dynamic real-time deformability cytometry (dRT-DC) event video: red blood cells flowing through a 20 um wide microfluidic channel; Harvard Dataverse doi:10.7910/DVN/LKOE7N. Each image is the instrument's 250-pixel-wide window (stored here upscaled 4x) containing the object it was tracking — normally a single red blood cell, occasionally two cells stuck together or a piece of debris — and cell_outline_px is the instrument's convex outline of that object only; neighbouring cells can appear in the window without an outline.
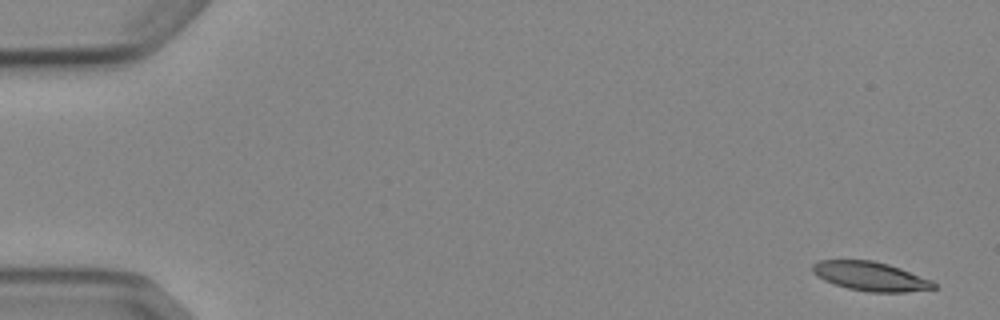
{"species": "Egyptian fruit bat (a non-hibernating species)", "species_latin": "Rousettus aegyptiacus", "temperature_condition": "cold", "stored_images_in_passage": 5, "camera_frame_rate_fps": 3000, "um_per_image_px": 0.085, "animal": {"sex": "female"}, "frame": {"image": 1, "passage_image": 1, "time_ms": 0.0, "image_size_px": [1000, 320], "cell_outline_px": [[936, 288], [904, 292], [868, 292], [848, 288], [824, 280], [816, 276], [812, 272], [812, 264], [820, 260], [872, 260], [888, 264], [900, 268], [932, 280], [936, 284]], "centroid_in_image_um": [73.98, 23.48], "position_along_channel_um": 11.0, "area_um2": 20.46}}
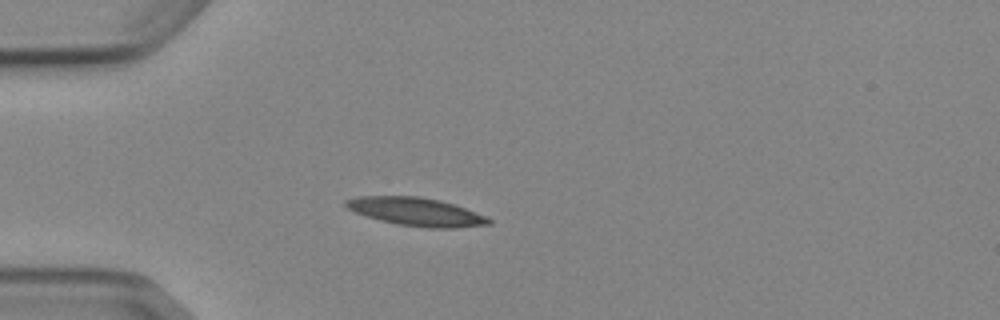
{"frame": {"image": 2, "passage_image": 4, "time_ms": 4.333, "image_size_px": [1000, 320], "cell_outline_px": [[492, 224], [456, 228], [428, 228], [396, 224], [380, 220], [356, 212], [348, 208], [344, 204], [344, 200], [356, 196], [420, 196], [440, 200], [488, 216], [492, 220]], "centroid_in_image_um": [35.4, 18.0], "position_along_channel_um": 49.6, "area_um2": 23.52}}